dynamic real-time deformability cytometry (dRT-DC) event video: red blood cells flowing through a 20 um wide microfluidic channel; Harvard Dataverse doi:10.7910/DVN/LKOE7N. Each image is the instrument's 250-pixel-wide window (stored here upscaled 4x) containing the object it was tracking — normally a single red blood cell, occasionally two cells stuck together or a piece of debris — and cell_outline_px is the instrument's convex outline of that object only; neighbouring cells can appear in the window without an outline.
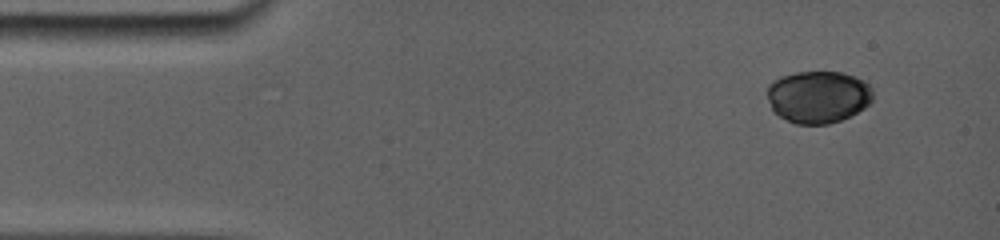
{"species": "common noctule bat (a hibernating species)", "species_latin": "Nyctalus noctula", "temperature_condition": "room temperature", "stored_images_in_passage": 9, "camera_frame_rate_fps": 5000, "um_per_image_px": 0.085, "animal": {"sex": "female", "body_mass_g": 19.0, "forearm_length_mm": 56.7}, "frame": {"image": 1, "passage_image": 2, "time_ms": 0.8, "image_size_px": [1000, 240], "cell_outline_px": [[872, 100], [864, 108], [840, 120], [828, 124], [796, 124], [780, 116], [772, 108], [768, 100], [768, 84], [772, 80], [780, 76], [796, 72], [844, 72], [864, 80], [872, 88]], "centroid_in_image_um": [69.54, 8.21], "position_along_channel_um": 15.5, "area_um2": 32.14}}